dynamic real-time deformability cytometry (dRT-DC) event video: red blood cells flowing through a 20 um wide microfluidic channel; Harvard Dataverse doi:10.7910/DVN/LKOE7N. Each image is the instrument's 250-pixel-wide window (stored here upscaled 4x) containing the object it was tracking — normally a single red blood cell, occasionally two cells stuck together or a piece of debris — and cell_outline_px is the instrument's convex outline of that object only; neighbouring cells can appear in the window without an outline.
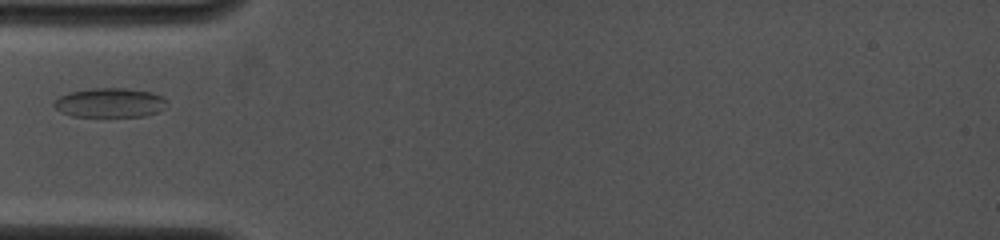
{"species": "common noctule bat (a hibernating species)", "species_latin": "Nyctalus noctula", "temperature_condition": "cold", "stored_images_in_passage": 2, "camera_frame_rate_fps": 4000, "um_per_image_px": 0.085, "animal": {"sex": "female", "body_mass_g": 19.0, "forearm_length_mm": 53.3}, "frame": {"image": 1, "passage_image": 1, "time_ms": 0.0, "image_size_px": [1000, 240], "cell_outline_px": [[168, 104], [164, 108], [156, 112], [144, 116], [72, 116], [60, 112], [52, 104], [60, 96], [68, 92], [92, 88], [128, 88], [152, 92], [168, 100]], "centroid_in_image_um": [9.34, 8.72], "position_along_channel_um": 75.7, "area_um2": 19.36}}